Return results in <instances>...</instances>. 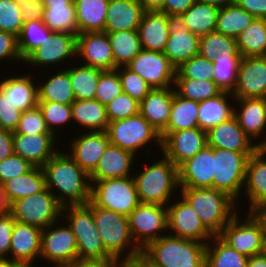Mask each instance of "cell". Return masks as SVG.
I'll list each match as a JSON object with an SVG mask.
<instances>
[{"label": "cell", "mask_w": 266, "mask_h": 267, "mask_svg": "<svg viewBox=\"0 0 266 267\" xmlns=\"http://www.w3.org/2000/svg\"><path fill=\"white\" fill-rule=\"evenodd\" d=\"M46 188L64 207L90 201L89 175L66 153L58 151L43 167ZM89 181V182H88ZM59 190L58 194L53 189Z\"/></svg>", "instance_id": "6da1fadb"}, {"label": "cell", "mask_w": 266, "mask_h": 267, "mask_svg": "<svg viewBox=\"0 0 266 267\" xmlns=\"http://www.w3.org/2000/svg\"><path fill=\"white\" fill-rule=\"evenodd\" d=\"M180 192L213 235H218L238 212L236 201L223 191L213 188H181Z\"/></svg>", "instance_id": "7a4b0ae2"}, {"label": "cell", "mask_w": 266, "mask_h": 267, "mask_svg": "<svg viewBox=\"0 0 266 267\" xmlns=\"http://www.w3.org/2000/svg\"><path fill=\"white\" fill-rule=\"evenodd\" d=\"M142 253L160 267H205L206 244L165 235L151 241Z\"/></svg>", "instance_id": "3957f363"}, {"label": "cell", "mask_w": 266, "mask_h": 267, "mask_svg": "<svg viewBox=\"0 0 266 267\" xmlns=\"http://www.w3.org/2000/svg\"><path fill=\"white\" fill-rule=\"evenodd\" d=\"M144 170L133 174L140 203L167 206L179 188L178 167L164 156Z\"/></svg>", "instance_id": "277c9868"}, {"label": "cell", "mask_w": 266, "mask_h": 267, "mask_svg": "<svg viewBox=\"0 0 266 267\" xmlns=\"http://www.w3.org/2000/svg\"><path fill=\"white\" fill-rule=\"evenodd\" d=\"M65 213V214H64ZM65 215V216H64ZM64 221H68L76 239L78 258L115 260L105 249L96 227L91 202L67 205L62 209Z\"/></svg>", "instance_id": "5b68a950"}, {"label": "cell", "mask_w": 266, "mask_h": 267, "mask_svg": "<svg viewBox=\"0 0 266 267\" xmlns=\"http://www.w3.org/2000/svg\"><path fill=\"white\" fill-rule=\"evenodd\" d=\"M91 209L105 249L115 260L121 263L142 252L132 239L128 217L111 210L96 207L92 203ZM124 251L128 252L125 253ZM122 255L123 257H121Z\"/></svg>", "instance_id": "8992f818"}, {"label": "cell", "mask_w": 266, "mask_h": 267, "mask_svg": "<svg viewBox=\"0 0 266 267\" xmlns=\"http://www.w3.org/2000/svg\"><path fill=\"white\" fill-rule=\"evenodd\" d=\"M90 182V202L96 207L128 217L140 204L133 176Z\"/></svg>", "instance_id": "52a82bcc"}, {"label": "cell", "mask_w": 266, "mask_h": 267, "mask_svg": "<svg viewBox=\"0 0 266 267\" xmlns=\"http://www.w3.org/2000/svg\"><path fill=\"white\" fill-rule=\"evenodd\" d=\"M253 153L214 148L212 188L227 193L239 202L243 194L247 162Z\"/></svg>", "instance_id": "ba28073f"}, {"label": "cell", "mask_w": 266, "mask_h": 267, "mask_svg": "<svg viewBox=\"0 0 266 267\" xmlns=\"http://www.w3.org/2000/svg\"><path fill=\"white\" fill-rule=\"evenodd\" d=\"M63 206L47 188L37 194L18 199L9 205L16 222L44 229L59 221ZM60 217V218H59Z\"/></svg>", "instance_id": "9c48e42d"}, {"label": "cell", "mask_w": 266, "mask_h": 267, "mask_svg": "<svg viewBox=\"0 0 266 267\" xmlns=\"http://www.w3.org/2000/svg\"><path fill=\"white\" fill-rule=\"evenodd\" d=\"M106 133L110 144L133 152L142 150L147 144L157 143L161 149V135L140 113L117 121L109 122Z\"/></svg>", "instance_id": "30bf717a"}, {"label": "cell", "mask_w": 266, "mask_h": 267, "mask_svg": "<svg viewBox=\"0 0 266 267\" xmlns=\"http://www.w3.org/2000/svg\"><path fill=\"white\" fill-rule=\"evenodd\" d=\"M128 222L132 239L143 250L151 241L164 236L160 232L168 231L167 208L140 203L129 214Z\"/></svg>", "instance_id": "8fae6325"}, {"label": "cell", "mask_w": 266, "mask_h": 267, "mask_svg": "<svg viewBox=\"0 0 266 267\" xmlns=\"http://www.w3.org/2000/svg\"><path fill=\"white\" fill-rule=\"evenodd\" d=\"M56 223L42 229L40 257L54 267H67L78 258L76 239L67 223L62 227Z\"/></svg>", "instance_id": "7c38bea8"}, {"label": "cell", "mask_w": 266, "mask_h": 267, "mask_svg": "<svg viewBox=\"0 0 266 267\" xmlns=\"http://www.w3.org/2000/svg\"><path fill=\"white\" fill-rule=\"evenodd\" d=\"M126 67L140 75L152 89L174 86L176 68L161 52L142 49Z\"/></svg>", "instance_id": "4fadbf2b"}, {"label": "cell", "mask_w": 266, "mask_h": 267, "mask_svg": "<svg viewBox=\"0 0 266 267\" xmlns=\"http://www.w3.org/2000/svg\"><path fill=\"white\" fill-rule=\"evenodd\" d=\"M167 208L168 231L172 236L181 239L194 240L207 244L214 235L204 226L198 214L181 197L175 203H169Z\"/></svg>", "instance_id": "5bb4252c"}, {"label": "cell", "mask_w": 266, "mask_h": 267, "mask_svg": "<svg viewBox=\"0 0 266 267\" xmlns=\"http://www.w3.org/2000/svg\"><path fill=\"white\" fill-rule=\"evenodd\" d=\"M246 216L240 221L237 213L218 236L237 252L251 257L260 252L263 232L249 213Z\"/></svg>", "instance_id": "9a60e30c"}, {"label": "cell", "mask_w": 266, "mask_h": 267, "mask_svg": "<svg viewBox=\"0 0 266 267\" xmlns=\"http://www.w3.org/2000/svg\"><path fill=\"white\" fill-rule=\"evenodd\" d=\"M233 99L266 96V56L242 57Z\"/></svg>", "instance_id": "2e32d148"}, {"label": "cell", "mask_w": 266, "mask_h": 267, "mask_svg": "<svg viewBox=\"0 0 266 267\" xmlns=\"http://www.w3.org/2000/svg\"><path fill=\"white\" fill-rule=\"evenodd\" d=\"M207 146V133L199 127L169 133L161 151L177 167Z\"/></svg>", "instance_id": "e0dca14e"}, {"label": "cell", "mask_w": 266, "mask_h": 267, "mask_svg": "<svg viewBox=\"0 0 266 267\" xmlns=\"http://www.w3.org/2000/svg\"><path fill=\"white\" fill-rule=\"evenodd\" d=\"M77 36L53 32L43 43L32 51L23 62L32 66L60 64L76 56Z\"/></svg>", "instance_id": "ac0fdd59"}, {"label": "cell", "mask_w": 266, "mask_h": 267, "mask_svg": "<svg viewBox=\"0 0 266 267\" xmlns=\"http://www.w3.org/2000/svg\"><path fill=\"white\" fill-rule=\"evenodd\" d=\"M206 133L207 146L212 148L236 152H255L259 147H266V140L255 143L250 139L239 126L235 116L212 127Z\"/></svg>", "instance_id": "d6986e66"}, {"label": "cell", "mask_w": 266, "mask_h": 267, "mask_svg": "<svg viewBox=\"0 0 266 267\" xmlns=\"http://www.w3.org/2000/svg\"><path fill=\"white\" fill-rule=\"evenodd\" d=\"M84 59L83 65L101 70H114V57L106 32H87L77 35L76 59Z\"/></svg>", "instance_id": "ffe728a7"}, {"label": "cell", "mask_w": 266, "mask_h": 267, "mask_svg": "<svg viewBox=\"0 0 266 267\" xmlns=\"http://www.w3.org/2000/svg\"><path fill=\"white\" fill-rule=\"evenodd\" d=\"M214 148L206 146L178 166L180 188H212Z\"/></svg>", "instance_id": "44dd1931"}, {"label": "cell", "mask_w": 266, "mask_h": 267, "mask_svg": "<svg viewBox=\"0 0 266 267\" xmlns=\"http://www.w3.org/2000/svg\"><path fill=\"white\" fill-rule=\"evenodd\" d=\"M56 139L52 133L13 134L14 153L34 166L43 167L58 152Z\"/></svg>", "instance_id": "7402d4cb"}, {"label": "cell", "mask_w": 266, "mask_h": 267, "mask_svg": "<svg viewBox=\"0 0 266 267\" xmlns=\"http://www.w3.org/2000/svg\"><path fill=\"white\" fill-rule=\"evenodd\" d=\"M72 141L69 155L90 175L96 169L99 159L110 144L107 133L86 131Z\"/></svg>", "instance_id": "603a6c76"}, {"label": "cell", "mask_w": 266, "mask_h": 267, "mask_svg": "<svg viewBox=\"0 0 266 267\" xmlns=\"http://www.w3.org/2000/svg\"><path fill=\"white\" fill-rule=\"evenodd\" d=\"M173 20L162 11H145L137 29L142 49L163 53Z\"/></svg>", "instance_id": "cb8c5ba5"}, {"label": "cell", "mask_w": 266, "mask_h": 267, "mask_svg": "<svg viewBox=\"0 0 266 267\" xmlns=\"http://www.w3.org/2000/svg\"><path fill=\"white\" fill-rule=\"evenodd\" d=\"M200 37L190 32L180 21L174 19L163 54L177 69L184 62L199 54Z\"/></svg>", "instance_id": "d4e9b609"}, {"label": "cell", "mask_w": 266, "mask_h": 267, "mask_svg": "<svg viewBox=\"0 0 266 267\" xmlns=\"http://www.w3.org/2000/svg\"><path fill=\"white\" fill-rule=\"evenodd\" d=\"M42 229L33 225L14 223L8 257L19 263L32 262L40 258Z\"/></svg>", "instance_id": "484cf974"}, {"label": "cell", "mask_w": 266, "mask_h": 267, "mask_svg": "<svg viewBox=\"0 0 266 267\" xmlns=\"http://www.w3.org/2000/svg\"><path fill=\"white\" fill-rule=\"evenodd\" d=\"M136 156L131 151L109 144L89 178L90 180H103L131 177L133 176L131 167Z\"/></svg>", "instance_id": "4316f807"}, {"label": "cell", "mask_w": 266, "mask_h": 267, "mask_svg": "<svg viewBox=\"0 0 266 267\" xmlns=\"http://www.w3.org/2000/svg\"><path fill=\"white\" fill-rule=\"evenodd\" d=\"M144 12L138 0H109L104 32L137 30Z\"/></svg>", "instance_id": "83f0119b"}, {"label": "cell", "mask_w": 266, "mask_h": 267, "mask_svg": "<svg viewBox=\"0 0 266 267\" xmlns=\"http://www.w3.org/2000/svg\"><path fill=\"white\" fill-rule=\"evenodd\" d=\"M174 88L152 89L140 102L139 113L161 133L168 125Z\"/></svg>", "instance_id": "f1b7e54d"}, {"label": "cell", "mask_w": 266, "mask_h": 267, "mask_svg": "<svg viewBox=\"0 0 266 267\" xmlns=\"http://www.w3.org/2000/svg\"><path fill=\"white\" fill-rule=\"evenodd\" d=\"M243 190L249 199V210L266 203V147H259L249 157Z\"/></svg>", "instance_id": "f546056e"}, {"label": "cell", "mask_w": 266, "mask_h": 267, "mask_svg": "<svg viewBox=\"0 0 266 267\" xmlns=\"http://www.w3.org/2000/svg\"><path fill=\"white\" fill-rule=\"evenodd\" d=\"M30 74L7 77L0 81V92L13 107L26 111L38 105L37 85Z\"/></svg>", "instance_id": "4dcf8cb0"}, {"label": "cell", "mask_w": 266, "mask_h": 267, "mask_svg": "<svg viewBox=\"0 0 266 267\" xmlns=\"http://www.w3.org/2000/svg\"><path fill=\"white\" fill-rule=\"evenodd\" d=\"M239 108L234 111L239 126L252 140L264 134L266 129V101L264 98L234 99ZM240 109V110H239Z\"/></svg>", "instance_id": "1f68e13d"}, {"label": "cell", "mask_w": 266, "mask_h": 267, "mask_svg": "<svg viewBox=\"0 0 266 267\" xmlns=\"http://www.w3.org/2000/svg\"><path fill=\"white\" fill-rule=\"evenodd\" d=\"M46 188L42 167L34 166L24 175L13 177L1 185L7 203L42 192Z\"/></svg>", "instance_id": "d6a6232c"}, {"label": "cell", "mask_w": 266, "mask_h": 267, "mask_svg": "<svg viewBox=\"0 0 266 267\" xmlns=\"http://www.w3.org/2000/svg\"><path fill=\"white\" fill-rule=\"evenodd\" d=\"M219 8L197 0L177 18L190 32L201 37L215 31Z\"/></svg>", "instance_id": "836d02e7"}, {"label": "cell", "mask_w": 266, "mask_h": 267, "mask_svg": "<svg viewBox=\"0 0 266 267\" xmlns=\"http://www.w3.org/2000/svg\"><path fill=\"white\" fill-rule=\"evenodd\" d=\"M71 108L72 120L77 122L82 129L84 126L88 132H106L109 124L106 106L98 100H75L71 104Z\"/></svg>", "instance_id": "e575fe53"}, {"label": "cell", "mask_w": 266, "mask_h": 267, "mask_svg": "<svg viewBox=\"0 0 266 267\" xmlns=\"http://www.w3.org/2000/svg\"><path fill=\"white\" fill-rule=\"evenodd\" d=\"M229 96L233 98L232 93L222 92L214 98L199 102L198 126L201 130L207 132L212 127L234 116L235 109L229 105Z\"/></svg>", "instance_id": "d590c367"}, {"label": "cell", "mask_w": 266, "mask_h": 267, "mask_svg": "<svg viewBox=\"0 0 266 267\" xmlns=\"http://www.w3.org/2000/svg\"><path fill=\"white\" fill-rule=\"evenodd\" d=\"M80 33L103 32L109 0H74Z\"/></svg>", "instance_id": "8d00e7d4"}, {"label": "cell", "mask_w": 266, "mask_h": 267, "mask_svg": "<svg viewBox=\"0 0 266 267\" xmlns=\"http://www.w3.org/2000/svg\"><path fill=\"white\" fill-rule=\"evenodd\" d=\"M199 102L179 96L174 89L173 103L167 127L160 133L163 140L169 133L197 128Z\"/></svg>", "instance_id": "74e56055"}, {"label": "cell", "mask_w": 266, "mask_h": 267, "mask_svg": "<svg viewBox=\"0 0 266 267\" xmlns=\"http://www.w3.org/2000/svg\"><path fill=\"white\" fill-rule=\"evenodd\" d=\"M44 83L37 86L38 101H52L59 104H72L75 101L68 69L51 75Z\"/></svg>", "instance_id": "f35d334b"}, {"label": "cell", "mask_w": 266, "mask_h": 267, "mask_svg": "<svg viewBox=\"0 0 266 267\" xmlns=\"http://www.w3.org/2000/svg\"><path fill=\"white\" fill-rule=\"evenodd\" d=\"M106 33L111 43L114 69L126 66L142 50L137 30Z\"/></svg>", "instance_id": "ab89813d"}, {"label": "cell", "mask_w": 266, "mask_h": 267, "mask_svg": "<svg viewBox=\"0 0 266 267\" xmlns=\"http://www.w3.org/2000/svg\"><path fill=\"white\" fill-rule=\"evenodd\" d=\"M206 244L205 267H247L248 256L237 252L218 235H214Z\"/></svg>", "instance_id": "60d3db41"}, {"label": "cell", "mask_w": 266, "mask_h": 267, "mask_svg": "<svg viewBox=\"0 0 266 267\" xmlns=\"http://www.w3.org/2000/svg\"><path fill=\"white\" fill-rule=\"evenodd\" d=\"M236 43L242 57L266 56V19L255 18L236 37Z\"/></svg>", "instance_id": "b9f144b4"}, {"label": "cell", "mask_w": 266, "mask_h": 267, "mask_svg": "<svg viewBox=\"0 0 266 267\" xmlns=\"http://www.w3.org/2000/svg\"><path fill=\"white\" fill-rule=\"evenodd\" d=\"M42 20L52 32L79 34L75 4L44 5Z\"/></svg>", "instance_id": "7bdbcfd3"}, {"label": "cell", "mask_w": 266, "mask_h": 267, "mask_svg": "<svg viewBox=\"0 0 266 267\" xmlns=\"http://www.w3.org/2000/svg\"><path fill=\"white\" fill-rule=\"evenodd\" d=\"M255 19L236 3L219 8L215 31L236 39Z\"/></svg>", "instance_id": "ee69618b"}, {"label": "cell", "mask_w": 266, "mask_h": 267, "mask_svg": "<svg viewBox=\"0 0 266 267\" xmlns=\"http://www.w3.org/2000/svg\"><path fill=\"white\" fill-rule=\"evenodd\" d=\"M68 68L75 100L94 99L99 77L104 70L85 66L82 63L80 67Z\"/></svg>", "instance_id": "f6af8a7d"}, {"label": "cell", "mask_w": 266, "mask_h": 267, "mask_svg": "<svg viewBox=\"0 0 266 267\" xmlns=\"http://www.w3.org/2000/svg\"><path fill=\"white\" fill-rule=\"evenodd\" d=\"M242 59L241 55H224L216 56L213 59V76L214 82L222 92L232 93L237 82L239 64Z\"/></svg>", "instance_id": "bcb514c9"}, {"label": "cell", "mask_w": 266, "mask_h": 267, "mask_svg": "<svg viewBox=\"0 0 266 267\" xmlns=\"http://www.w3.org/2000/svg\"><path fill=\"white\" fill-rule=\"evenodd\" d=\"M52 33L42 19L25 21L17 37L18 49L22 60L38 48Z\"/></svg>", "instance_id": "7dc6e473"}, {"label": "cell", "mask_w": 266, "mask_h": 267, "mask_svg": "<svg viewBox=\"0 0 266 267\" xmlns=\"http://www.w3.org/2000/svg\"><path fill=\"white\" fill-rule=\"evenodd\" d=\"M241 55L237 49L236 39L225 36L224 34L213 31L201 36L199 41V55L213 61L216 56Z\"/></svg>", "instance_id": "c3c4849f"}, {"label": "cell", "mask_w": 266, "mask_h": 267, "mask_svg": "<svg viewBox=\"0 0 266 267\" xmlns=\"http://www.w3.org/2000/svg\"><path fill=\"white\" fill-rule=\"evenodd\" d=\"M174 89L179 96L197 102L214 98L222 93L214 81L199 79H175Z\"/></svg>", "instance_id": "681fc988"}, {"label": "cell", "mask_w": 266, "mask_h": 267, "mask_svg": "<svg viewBox=\"0 0 266 267\" xmlns=\"http://www.w3.org/2000/svg\"><path fill=\"white\" fill-rule=\"evenodd\" d=\"M38 106L43 114V118L50 133L54 136H57V134H55L57 127L62 125L64 126L70 121H73L71 104H59L52 101H38Z\"/></svg>", "instance_id": "f907efd6"}, {"label": "cell", "mask_w": 266, "mask_h": 267, "mask_svg": "<svg viewBox=\"0 0 266 267\" xmlns=\"http://www.w3.org/2000/svg\"><path fill=\"white\" fill-rule=\"evenodd\" d=\"M213 62L199 54L176 69L175 79H199L214 81Z\"/></svg>", "instance_id": "816d5d0a"}, {"label": "cell", "mask_w": 266, "mask_h": 267, "mask_svg": "<svg viewBox=\"0 0 266 267\" xmlns=\"http://www.w3.org/2000/svg\"><path fill=\"white\" fill-rule=\"evenodd\" d=\"M123 93L118 71L104 70L98 80L95 100H98L102 105L106 106L118 95Z\"/></svg>", "instance_id": "f5cc1de1"}, {"label": "cell", "mask_w": 266, "mask_h": 267, "mask_svg": "<svg viewBox=\"0 0 266 267\" xmlns=\"http://www.w3.org/2000/svg\"><path fill=\"white\" fill-rule=\"evenodd\" d=\"M123 93L130 95L139 103L148 95L152 88L137 73L132 72L126 66L117 67Z\"/></svg>", "instance_id": "db71d44e"}, {"label": "cell", "mask_w": 266, "mask_h": 267, "mask_svg": "<svg viewBox=\"0 0 266 267\" xmlns=\"http://www.w3.org/2000/svg\"><path fill=\"white\" fill-rule=\"evenodd\" d=\"M20 3L13 0H0V31L18 35L23 26Z\"/></svg>", "instance_id": "11a10c76"}, {"label": "cell", "mask_w": 266, "mask_h": 267, "mask_svg": "<svg viewBox=\"0 0 266 267\" xmlns=\"http://www.w3.org/2000/svg\"><path fill=\"white\" fill-rule=\"evenodd\" d=\"M140 103L126 93H122L106 105L109 122L122 120L139 113Z\"/></svg>", "instance_id": "9f6ffc18"}, {"label": "cell", "mask_w": 266, "mask_h": 267, "mask_svg": "<svg viewBox=\"0 0 266 267\" xmlns=\"http://www.w3.org/2000/svg\"><path fill=\"white\" fill-rule=\"evenodd\" d=\"M50 133L43 114L37 105L34 108L22 111L20 121L13 134H42Z\"/></svg>", "instance_id": "6f0895ef"}, {"label": "cell", "mask_w": 266, "mask_h": 267, "mask_svg": "<svg viewBox=\"0 0 266 267\" xmlns=\"http://www.w3.org/2000/svg\"><path fill=\"white\" fill-rule=\"evenodd\" d=\"M34 165L15 153L0 161V186L7 180L29 172Z\"/></svg>", "instance_id": "680465c9"}, {"label": "cell", "mask_w": 266, "mask_h": 267, "mask_svg": "<svg viewBox=\"0 0 266 267\" xmlns=\"http://www.w3.org/2000/svg\"><path fill=\"white\" fill-rule=\"evenodd\" d=\"M22 111L6 101L0 92V128L14 132L18 126Z\"/></svg>", "instance_id": "91938a15"}, {"label": "cell", "mask_w": 266, "mask_h": 267, "mask_svg": "<svg viewBox=\"0 0 266 267\" xmlns=\"http://www.w3.org/2000/svg\"><path fill=\"white\" fill-rule=\"evenodd\" d=\"M12 59V60H11ZM23 61L18 49V38L8 32L0 31V61Z\"/></svg>", "instance_id": "94428289"}, {"label": "cell", "mask_w": 266, "mask_h": 267, "mask_svg": "<svg viewBox=\"0 0 266 267\" xmlns=\"http://www.w3.org/2000/svg\"><path fill=\"white\" fill-rule=\"evenodd\" d=\"M14 223L15 219L10 212L0 215V258H7L9 255Z\"/></svg>", "instance_id": "6125c7cd"}, {"label": "cell", "mask_w": 266, "mask_h": 267, "mask_svg": "<svg viewBox=\"0 0 266 267\" xmlns=\"http://www.w3.org/2000/svg\"><path fill=\"white\" fill-rule=\"evenodd\" d=\"M23 21L43 19L44 5L42 0H26L20 3Z\"/></svg>", "instance_id": "be15d7a7"}, {"label": "cell", "mask_w": 266, "mask_h": 267, "mask_svg": "<svg viewBox=\"0 0 266 267\" xmlns=\"http://www.w3.org/2000/svg\"><path fill=\"white\" fill-rule=\"evenodd\" d=\"M196 1L197 0H165L164 7L160 11L177 19Z\"/></svg>", "instance_id": "e7e4bbea"}, {"label": "cell", "mask_w": 266, "mask_h": 267, "mask_svg": "<svg viewBox=\"0 0 266 267\" xmlns=\"http://www.w3.org/2000/svg\"><path fill=\"white\" fill-rule=\"evenodd\" d=\"M235 3L255 18L266 19V0H235Z\"/></svg>", "instance_id": "03108f58"}, {"label": "cell", "mask_w": 266, "mask_h": 267, "mask_svg": "<svg viewBox=\"0 0 266 267\" xmlns=\"http://www.w3.org/2000/svg\"><path fill=\"white\" fill-rule=\"evenodd\" d=\"M67 267H121L118 260L76 258Z\"/></svg>", "instance_id": "003e7915"}, {"label": "cell", "mask_w": 266, "mask_h": 267, "mask_svg": "<svg viewBox=\"0 0 266 267\" xmlns=\"http://www.w3.org/2000/svg\"><path fill=\"white\" fill-rule=\"evenodd\" d=\"M14 154L13 132L0 128V161Z\"/></svg>", "instance_id": "a7ac6f4b"}, {"label": "cell", "mask_w": 266, "mask_h": 267, "mask_svg": "<svg viewBox=\"0 0 266 267\" xmlns=\"http://www.w3.org/2000/svg\"><path fill=\"white\" fill-rule=\"evenodd\" d=\"M247 213L259 224L263 234H266V203L252 207Z\"/></svg>", "instance_id": "89a4df30"}, {"label": "cell", "mask_w": 266, "mask_h": 267, "mask_svg": "<svg viewBox=\"0 0 266 267\" xmlns=\"http://www.w3.org/2000/svg\"><path fill=\"white\" fill-rule=\"evenodd\" d=\"M121 267H160L149 260L142 252L121 262Z\"/></svg>", "instance_id": "2644e50d"}, {"label": "cell", "mask_w": 266, "mask_h": 267, "mask_svg": "<svg viewBox=\"0 0 266 267\" xmlns=\"http://www.w3.org/2000/svg\"><path fill=\"white\" fill-rule=\"evenodd\" d=\"M145 11H160L164 7L165 0H138Z\"/></svg>", "instance_id": "8c879c8a"}, {"label": "cell", "mask_w": 266, "mask_h": 267, "mask_svg": "<svg viewBox=\"0 0 266 267\" xmlns=\"http://www.w3.org/2000/svg\"><path fill=\"white\" fill-rule=\"evenodd\" d=\"M247 267H266V257L260 254L249 257Z\"/></svg>", "instance_id": "753ad0ef"}, {"label": "cell", "mask_w": 266, "mask_h": 267, "mask_svg": "<svg viewBox=\"0 0 266 267\" xmlns=\"http://www.w3.org/2000/svg\"><path fill=\"white\" fill-rule=\"evenodd\" d=\"M200 1L216 6L218 8H222L226 5L235 3V0H200Z\"/></svg>", "instance_id": "34e18365"}, {"label": "cell", "mask_w": 266, "mask_h": 267, "mask_svg": "<svg viewBox=\"0 0 266 267\" xmlns=\"http://www.w3.org/2000/svg\"><path fill=\"white\" fill-rule=\"evenodd\" d=\"M9 212V204L6 201L5 195L0 186V215L6 214Z\"/></svg>", "instance_id": "11e5206c"}, {"label": "cell", "mask_w": 266, "mask_h": 267, "mask_svg": "<svg viewBox=\"0 0 266 267\" xmlns=\"http://www.w3.org/2000/svg\"><path fill=\"white\" fill-rule=\"evenodd\" d=\"M43 5L74 4V0H42Z\"/></svg>", "instance_id": "2a66077c"}, {"label": "cell", "mask_w": 266, "mask_h": 267, "mask_svg": "<svg viewBox=\"0 0 266 267\" xmlns=\"http://www.w3.org/2000/svg\"><path fill=\"white\" fill-rule=\"evenodd\" d=\"M18 263L9 258H0V267H16Z\"/></svg>", "instance_id": "b9fcfbb0"}, {"label": "cell", "mask_w": 266, "mask_h": 267, "mask_svg": "<svg viewBox=\"0 0 266 267\" xmlns=\"http://www.w3.org/2000/svg\"><path fill=\"white\" fill-rule=\"evenodd\" d=\"M259 254L266 257V234H263L262 236L261 248Z\"/></svg>", "instance_id": "09005b40"}, {"label": "cell", "mask_w": 266, "mask_h": 267, "mask_svg": "<svg viewBox=\"0 0 266 267\" xmlns=\"http://www.w3.org/2000/svg\"><path fill=\"white\" fill-rule=\"evenodd\" d=\"M34 263L32 262H23V263H18L16 267H35V265H32Z\"/></svg>", "instance_id": "979ff035"}, {"label": "cell", "mask_w": 266, "mask_h": 267, "mask_svg": "<svg viewBox=\"0 0 266 267\" xmlns=\"http://www.w3.org/2000/svg\"><path fill=\"white\" fill-rule=\"evenodd\" d=\"M13 1L21 3V2L26 1V0H13Z\"/></svg>", "instance_id": "deb4b68c"}]
</instances>
